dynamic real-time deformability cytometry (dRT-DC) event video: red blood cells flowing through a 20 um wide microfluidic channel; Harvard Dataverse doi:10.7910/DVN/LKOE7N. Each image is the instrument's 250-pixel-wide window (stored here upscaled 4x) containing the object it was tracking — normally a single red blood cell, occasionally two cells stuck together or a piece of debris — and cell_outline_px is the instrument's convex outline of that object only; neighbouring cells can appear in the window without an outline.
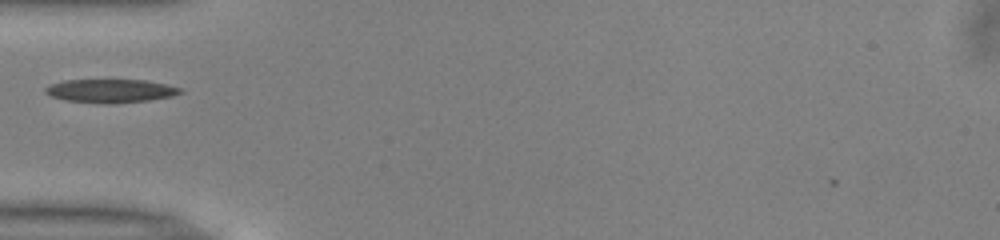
{"species": "common noctule bat (a hibernating species)", "species_latin": "Nyctalus noctula", "temperature_condition": "warm", "stored_images_in_passage": 27, "camera_frame_rate_fps": 3000, "um_per_image_px": 0.085, "animal": {"sex": "male", "body_mass_g": 13.0, "forearm_length_mm": 53.1}, "frame": {"image": 1, "passage_image": 2, "time_ms": 0.333, "image_size_px": [1000, 240], "cell_outline_px": [[184, 92], [172, 96], [148, 100], [116, 104], [104, 104], [64, 100], [52, 96], [44, 92], [44, 88], [52, 84], [64, 80], [144, 80], [184, 88]], "centroid_in_image_um": [9.42, 7.73], "position_along_channel_um": 75.6, "area_um2": 18.55}}
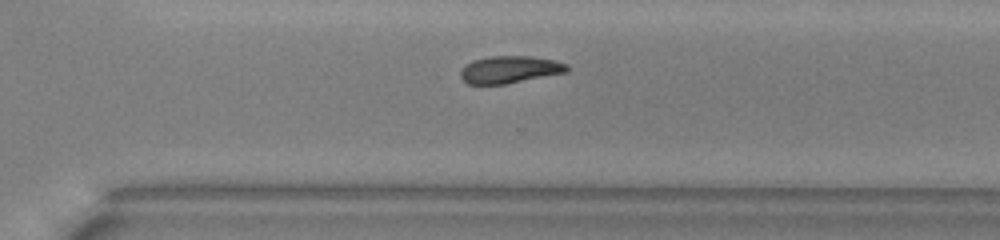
{"frame": {"image": 2, "passage_image": 21, "time_ms": 6.667, "image_size_px": [1000, 240], "cell_outline_px": [[568, 72], [504, 84], [468, 84], [460, 76], [460, 68], [464, 64], [472, 60], [488, 56], [532, 56], [552, 60], [568, 64]], "centroid_in_image_um": [43.29, 5.9], "position_along_channel_um": 327.3, "area_um2": 16.99}}
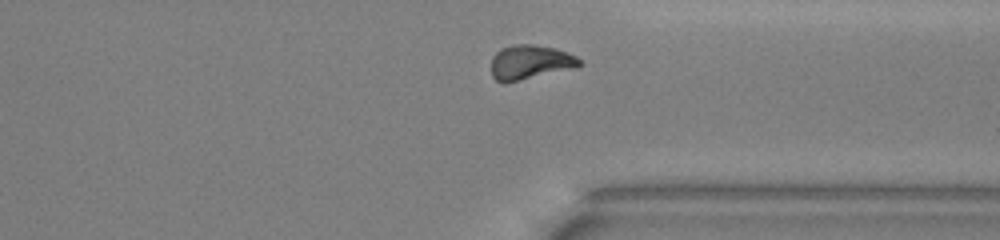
{"frame": {"image": 3, "passage_image": 24, "time_ms": 7.667, "image_size_px": [1000, 240], "cell_outline_px": [[584, 64], [576, 68], [504, 84], [496, 80], [492, 76], [492, 56], [500, 48], [512, 44], [532, 44], [556, 48], [576, 56]], "centroid_in_image_um": [45.06, 5.29], "position_along_channel_um": 366.3, "area_um2": 18.03}, "authors_computed_cell_mechanics": {"area_um2": 17.7446, "velocity_mm_per_s": 3.9713, "shape_relaxation_time_tau1_ms": 4.9948, "shape_relaxation_time_tau2_ms": null, "deformation_change_tau1": 0.139, "deformation_change_tau2": null}}